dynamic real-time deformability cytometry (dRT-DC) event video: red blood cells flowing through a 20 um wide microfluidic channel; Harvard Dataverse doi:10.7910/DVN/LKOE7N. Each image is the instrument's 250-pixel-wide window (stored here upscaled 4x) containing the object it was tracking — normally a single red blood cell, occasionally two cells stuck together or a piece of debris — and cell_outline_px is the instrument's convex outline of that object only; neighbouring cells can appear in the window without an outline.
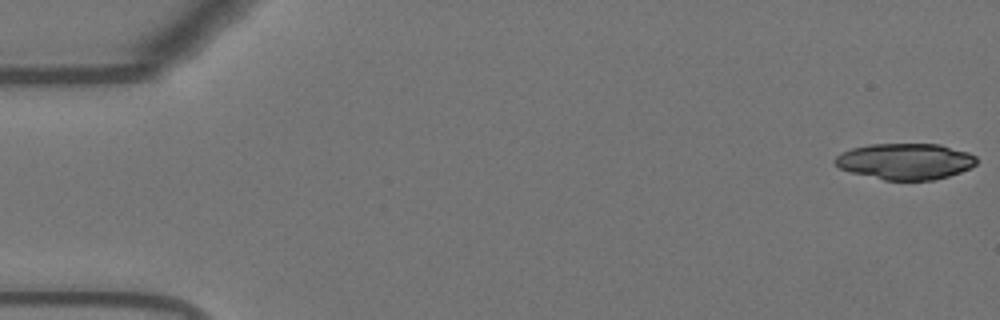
{"species": "Egyptian fruit bat (a non-hibernating species)", "species_latin": "Rousettus aegyptiacus", "temperature_condition": "warm", "stored_images_in_passage": 54, "camera_frame_rate_fps": 3000, "um_per_image_px": 0.085, "animal": {"sex": "female"}, "frame": {"image": 1, "passage_image": 1, "time_ms": 0.0, "image_size_px": [1000, 320], "cell_outline_px": [[976, 164], [960, 172], [948, 176], [932, 180], [884, 180], [852, 172], [840, 168], [832, 160], [840, 152], [852, 148], [868, 144], [940, 144], [968, 152], [976, 156]], "centroid_in_image_um": [76.93, 13.7], "position_along_channel_um": 8.1, "area_um2": 29.77}}